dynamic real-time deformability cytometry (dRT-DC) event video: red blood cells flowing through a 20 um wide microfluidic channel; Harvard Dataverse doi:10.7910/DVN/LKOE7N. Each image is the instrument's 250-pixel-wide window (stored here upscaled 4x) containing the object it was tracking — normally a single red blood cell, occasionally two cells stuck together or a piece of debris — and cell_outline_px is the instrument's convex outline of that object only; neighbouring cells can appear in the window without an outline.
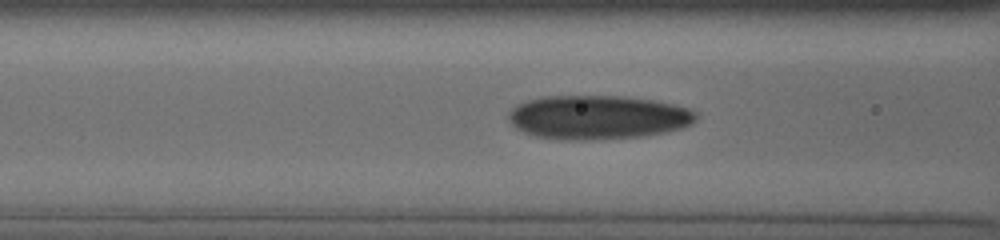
{"species": "human", "species_latin": "Homo sapiens", "temperature_condition": "cold", "stored_images_in_passage": 53, "camera_frame_rate_fps": 3000, "um_per_image_px": 0.085, "donor": {"sex": "male"}, "frame": {"image": 1, "passage_image": 13, "time_ms": 3.0, "image_size_px": [1000, 240], "cell_outline_px": [[696, 120], [692, 124], [680, 128], [664, 132], [644, 136], [588, 140], [560, 140], [536, 136], [524, 132], [516, 128], [512, 124], [508, 116], [508, 112], [512, 108], [528, 100], [544, 96], [616, 96], [652, 100], [672, 104], [688, 108], [696, 112]], "centroid_in_image_um": [50.8, 9.97], "position_along_channel_um": 115.8, "area_um2": 47.86}}
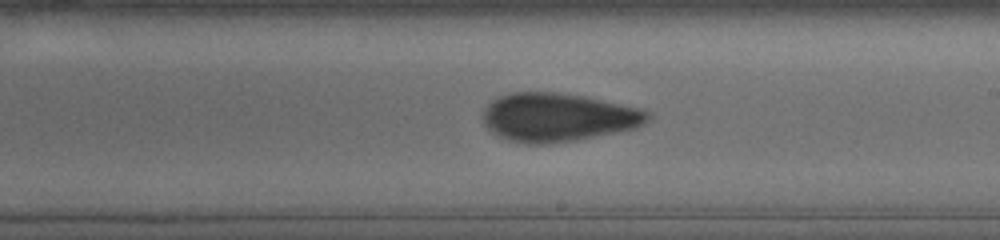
{"frame": {"image": 2, "passage_image": 25, "time_ms": 6.333, "image_size_px": [1000, 240], "cell_outline_px": [[652, 120], [636, 128], [576, 140], [544, 144], [528, 144], [508, 140], [496, 136], [484, 124], [484, 108], [492, 100], [500, 96], [512, 92], [556, 92], [580, 96], [600, 100], [636, 108], [652, 112]], "centroid_in_image_um": [47.42, 9.98], "position_along_channel_um": 241.6, "area_um2": 46.36}}
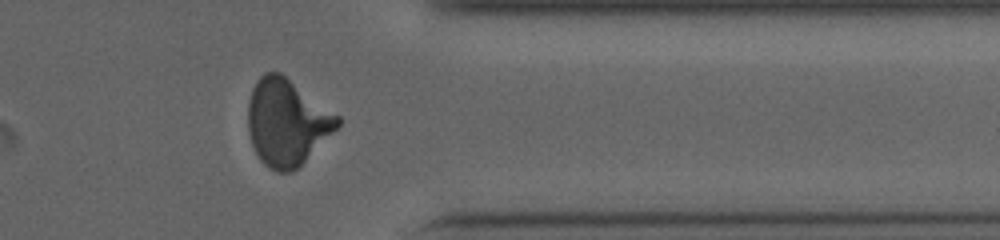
{"frame": {"image": 3, "passage_image": 45, "time_ms": 10.333, "image_size_px": [1000, 240], "cell_outline_px": [[340, 124], [292, 172], [276, 172], [268, 168], [260, 160], [252, 144], [248, 132], [248, 100], [252, 88], [260, 76], [264, 72], [280, 72], [340, 116]], "centroid_in_image_um": [24.34, 10.37], "position_along_channel_um": 387.1, "area_um2": 44.62}}